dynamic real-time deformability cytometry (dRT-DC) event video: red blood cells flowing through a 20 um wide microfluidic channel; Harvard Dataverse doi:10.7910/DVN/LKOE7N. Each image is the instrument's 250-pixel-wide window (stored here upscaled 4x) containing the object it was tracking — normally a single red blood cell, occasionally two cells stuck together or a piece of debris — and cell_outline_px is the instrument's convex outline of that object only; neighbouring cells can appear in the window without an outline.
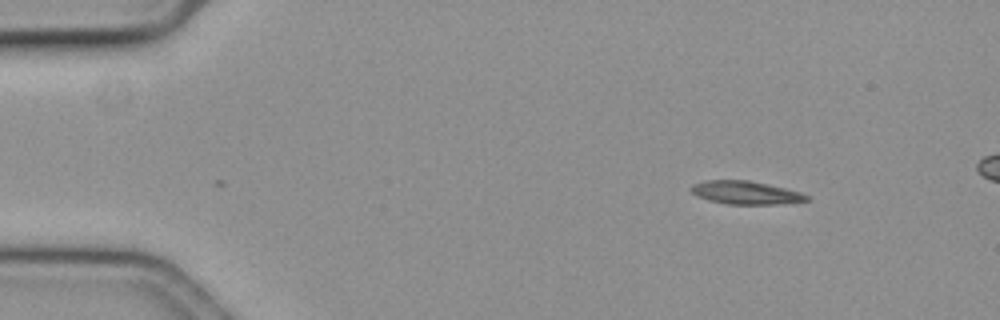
{"species": "common noctule bat (a hibernating species)", "species_latin": "Nyctalus noctula", "temperature_condition": "cold", "stored_images_in_passage": 24, "camera_frame_rate_fps": 3000, "um_per_image_px": 0.085, "animal": {"sex": "female", "body_mass_g": 19.3, "forearm_length_mm": 54.1}, "frame": {"image": 1, "passage_image": 1, "time_ms": 0.0, "image_size_px": [1000, 320], "cell_outline_px": [[812, 200], [780, 204], [728, 204], [708, 200], [696, 196], [688, 188], [692, 184], [704, 180], [748, 180], [784, 188], [800, 192], [812, 196]], "centroid_in_image_um": [63.38, 16.38], "position_along_channel_um": 21.6, "area_um2": 15.78}}